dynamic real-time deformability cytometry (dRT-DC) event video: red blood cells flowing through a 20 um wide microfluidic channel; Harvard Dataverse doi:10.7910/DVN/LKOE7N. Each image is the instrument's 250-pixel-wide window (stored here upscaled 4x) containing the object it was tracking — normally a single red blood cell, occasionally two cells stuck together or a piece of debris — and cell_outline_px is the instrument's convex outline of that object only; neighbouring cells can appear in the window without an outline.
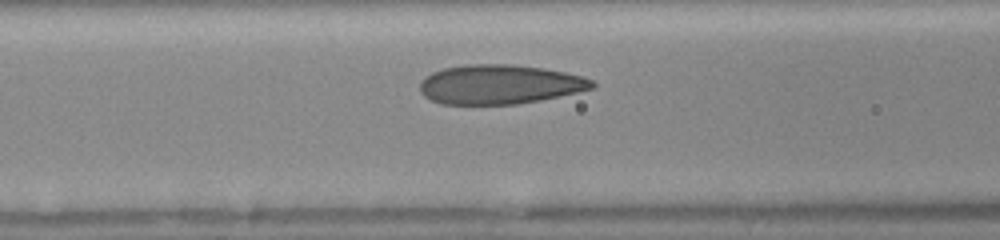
{"species": "human", "species_latin": "Homo sapiens", "temperature_condition": "room temperature", "stored_images_in_passage": 31, "camera_frame_rate_fps": 3000, "um_per_image_px": 0.085, "donor": {"sex": "female"}, "frame": {"image": 1, "passage_image": 5, "time_ms": 1.333, "image_size_px": [1000, 240], "cell_outline_px": [[596, 84], [592, 88], [576, 92], [540, 100], [516, 104], [440, 104], [424, 96], [420, 92], [420, 80], [432, 72], [444, 68], [464, 64], [512, 64], [544, 68], [584, 76], [592, 80]], "centroid_in_image_um": [42.44, 7.16], "position_along_channel_um": 124.2, "area_um2": 39.59}}
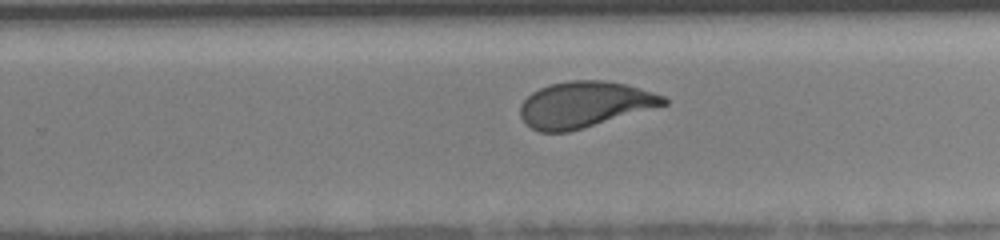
{"frame": {"image": 2, "passage_image": 16, "time_ms": 5.0, "image_size_px": [1000, 240], "cell_outline_px": [[668, 104], [568, 132], [540, 132], [532, 128], [520, 116], [520, 104], [532, 92], [540, 88], [552, 84], [572, 80], [604, 80], [624, 84], [652, 92], [664, 96], [668, 100]], "centroid_in_image_um": [49.67, 8.88], "position_along_channel_um": 280.1, "area_um2": 37.92}}
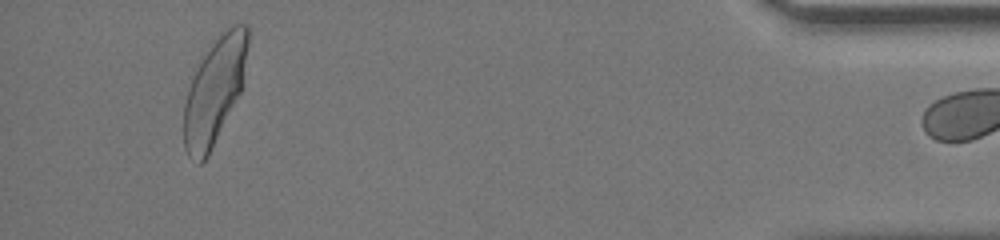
{"frame": {"image": 3, "passage_image": 30, "time_ms": 9.667, "image_size_px": [1000, 240], "cell_outline_px": [[252, 28], [240, 92], [208, 156], [200, 164], [188, 156], [184, 148], [184, 104], [192, 80], [204, 56], [220, 32], [228, 24], [248, 24]], "centroid_in_image_um": [18.27, 7.65], "position_along_channel_um": 416.9, "area_um2": 39.25}}